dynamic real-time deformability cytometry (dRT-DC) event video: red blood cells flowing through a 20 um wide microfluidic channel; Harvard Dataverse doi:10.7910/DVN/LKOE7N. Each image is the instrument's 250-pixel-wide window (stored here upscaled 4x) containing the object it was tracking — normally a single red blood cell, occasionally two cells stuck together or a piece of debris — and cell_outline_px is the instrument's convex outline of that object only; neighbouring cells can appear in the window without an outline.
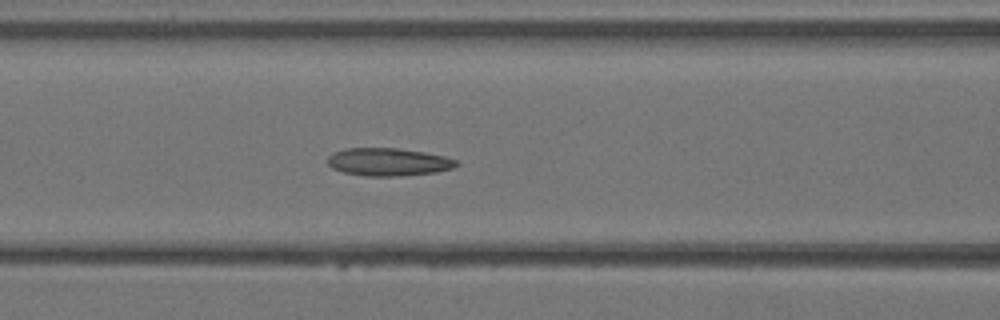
{"species": "Egyptian fruit bat (a non-hibernating species)", "species_latin": "Rousettus aegyptiacus", "temperature_condition": "warm", "stored_images_in_passage": 38, "camera_frame_rate_fps": 3000, "um_per_image_px": 0.085, "animal": {"sex": "female"}, "frame": {"image": 1, "passage_image": 16, "time_ms": 5.0, "image_size_px": [1000, 320], "cell_outline_px": [[460, 164], [452, 168], [436, 172], [400, 176], [364, 176], [344, 172], [332, 168], [328, 164], [328, 156], [332, 152], [344, 148], [396, 148], [424, 152], [444, 156], [456, 160]], "centroid_in_image_um": [32.99, 13.76], "position_along_channel_um": 133.6, "area_um2": 20.92}}
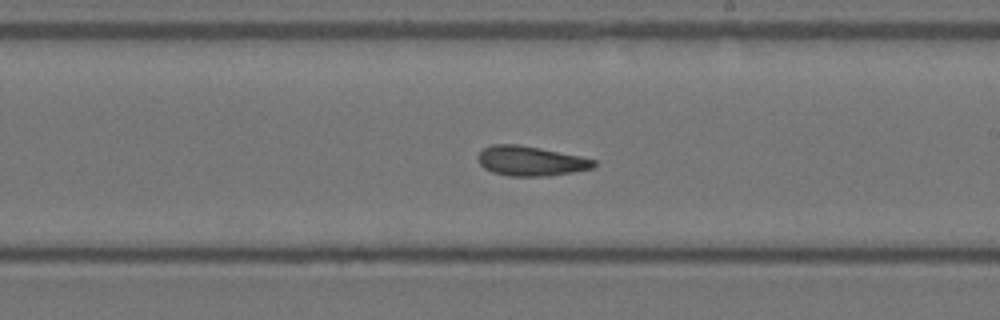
{"frame": {"image": 2, "passage_image": 22, "time_ms": 7.0, "image_size_px": [1000, 320], "cell_outline_px": [[596, 168], [548, 176], [508, 176], [492, 172], [484, 168], [480, 164], [476, 156], [484, 148], [492, 144], [516, 144], [540, 148], [580, 156], [596, 160]], "centroid_in_image_um": [45.11, 13.69], "position_along_channel_um": 243.9, "area_um2": 20.17}}
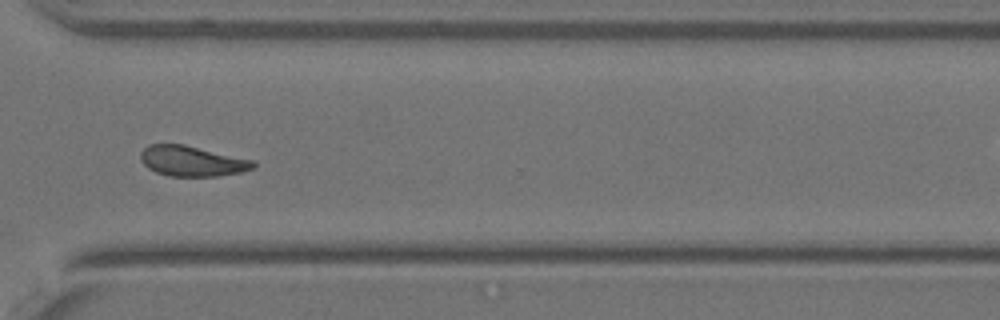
{"frame": {"image": 3, "passage_image": 28, "time_ms": 9.0, "image_size_px": [1000, 320], "cell_outline_px": [[256, 168], [240, 172], [216, 176], [168, 176], [156, 172], [148, 168], [140, 160], [140, 152], [148, 144], [184, 144], [252, 160], [256, 164]], "centroid_in_image_um": [16.29, 13.69], "position_along_channel_um": 354.3, "area_um2": 19.88}}